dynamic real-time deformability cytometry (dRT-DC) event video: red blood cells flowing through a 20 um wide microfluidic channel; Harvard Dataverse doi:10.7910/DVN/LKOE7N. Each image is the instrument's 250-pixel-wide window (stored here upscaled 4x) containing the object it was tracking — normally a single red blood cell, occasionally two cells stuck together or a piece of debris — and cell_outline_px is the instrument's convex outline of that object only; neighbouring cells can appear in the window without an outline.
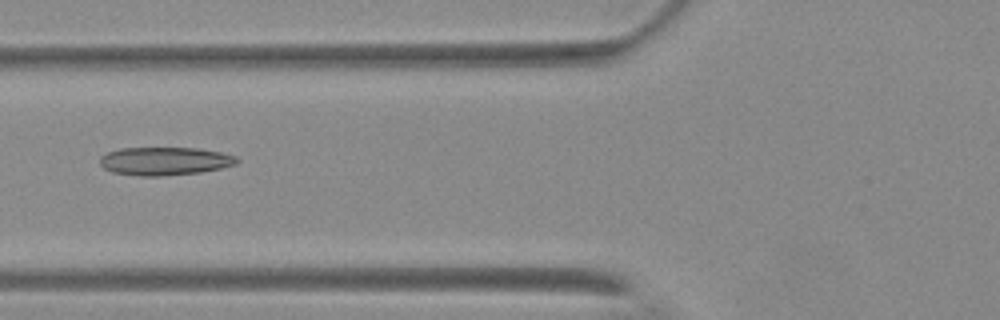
{"species": "Egyptian fruit bat (a non-hibernating species)", "species_latin": "Rousettus aegyptiacus", "temperature_condition": "warm", "stored_images_in_passage": 4, "camera_frame_rate_fps": 3000, "um_per_image_px": 0.085, "animal": {"sex": "female"}, "frame": {"image": 1, "passage_image": 4, "time_ms": 4.667, "image_size_px": [1000, 320], "cell_outline_px": [[240, 160], [236, 164], [220, 168], [200, 172], [160, 176], [140, 176], [112, 172], [104, 168], [100, 164], [100, 156], [108, 152], [120, 148], [196, 148], [220, 152], [236, 156]], "centroid_in_image_um": [13.99, 13.69], "position_along_channel_um": 111.8, "area_um2": 22.43}}